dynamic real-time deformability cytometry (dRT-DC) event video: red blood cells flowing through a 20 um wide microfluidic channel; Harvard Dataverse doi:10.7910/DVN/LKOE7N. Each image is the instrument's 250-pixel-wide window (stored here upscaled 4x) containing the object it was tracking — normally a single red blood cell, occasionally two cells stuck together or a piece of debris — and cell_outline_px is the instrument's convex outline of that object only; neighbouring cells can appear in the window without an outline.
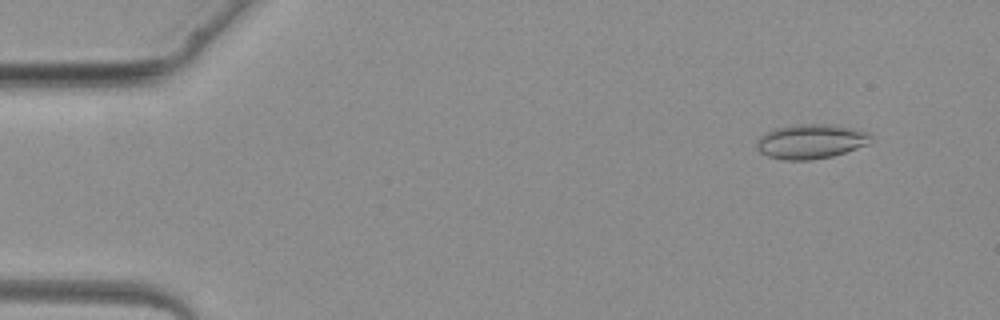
{"species": "common noctule bat (a hibernating species)", "species_latin": "Nyctalus noctula", "temperature_condition": "warm", "stored_images_in_passage": 4, "camera_frame_rate_fps": 3000, "um_per_image_px": 0.085, "animal": {"sex": "female", "body_mass_g": 19.3, "forearm_length_mm": 54.1}, "frame": {"image": 1, "passage_image": 2, "time_ms": 1.0, "image_size_px": [1000, 320], "cell_outline_px": [[872, 140], [868, 144], [832, 156], [812, 160], [784, 160], [768, 156], [760, 152], [756, 148], [756, 140], [760, 136], [776, 128], [800, 124], [840, 124], [868, 132], [872, 136]], "centroid_in_image_um": [68.94, 12.01], "position_along_channel_um": 16.1, "area_um2": 23.12}}